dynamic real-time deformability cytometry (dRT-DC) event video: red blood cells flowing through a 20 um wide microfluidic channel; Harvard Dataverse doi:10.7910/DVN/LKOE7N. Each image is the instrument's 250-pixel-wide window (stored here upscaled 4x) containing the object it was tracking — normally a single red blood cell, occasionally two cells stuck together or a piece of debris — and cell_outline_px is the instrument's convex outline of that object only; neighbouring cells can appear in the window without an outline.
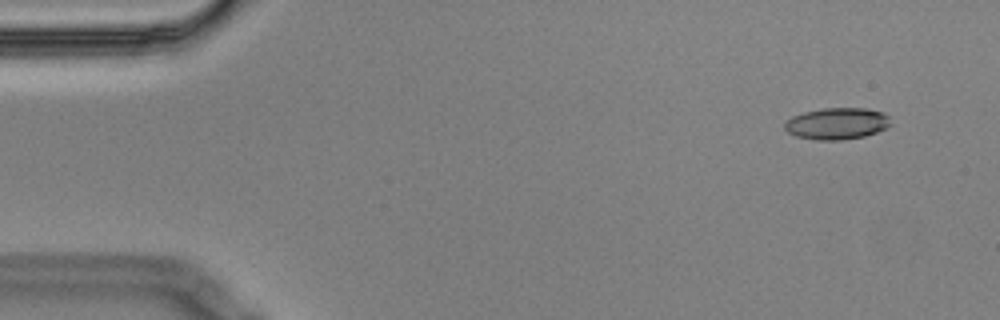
{"species": "Egyptian fruit bat (a non-hibernating species)", "species_latin": "Rousettus aegyptiacus", "temperature_condition": "cold", "stored_images_in_passage": 5, "camera_frame_rate_fps": 3000, "um_per_image_px": 0.085, "animal": {"sex": "male"}, "frame": {"image": 1, "passage_image": 2, "time_ms": 0.333, "image_size_px": [1000, 320], "cell_outline_px": [[892, 124], [888, 128], [864, 136], [840, 140], [816, 140], [796, 136], [788, 132], [784, 128], [784, 124], [792, 116], [804, 112], [824, 108], [868, 108], [884, 112], [888, 116]], "centroid_in_image_um": [71.17, 10.5], "position_along_channel_um": 13.8, "area_um2": 19.65}}